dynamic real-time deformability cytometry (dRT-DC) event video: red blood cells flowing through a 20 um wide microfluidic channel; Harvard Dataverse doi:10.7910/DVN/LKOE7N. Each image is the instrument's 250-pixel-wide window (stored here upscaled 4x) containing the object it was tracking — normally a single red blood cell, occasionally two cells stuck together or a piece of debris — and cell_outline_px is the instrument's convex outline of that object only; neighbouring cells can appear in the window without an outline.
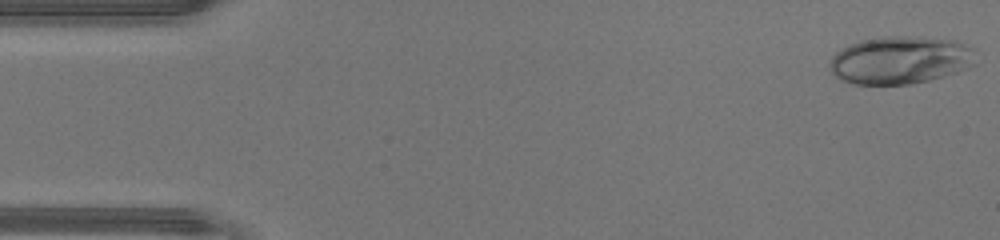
{"species": "human", "species_latin": "Homo sapiens", "temperature_condition": "warm", "stored_images_in_passage": 43, "camera_frame_rate_fps": 3000, "um_per_image_px": 0.085, "donor": {"sex": "male"}, "frame": {"image": 1, "passage_image": 1, "time_ms": 0.0, "image_size_px": [1000, 240], "cell_outline_px": [[976, 64], [968, 68], [944, 76], [912, 84], [856, 84], [844, 80], [836, 76], [832, 72], [832, 56], [836, 52], [852, 44], [864, 40], [884, 36], [904, 36], [956, 40], [968, 48]], "centroid_in_image_um": [76.52, 5.12], "position_along_channel_um": 8.5, "area_um2": 39.77}}
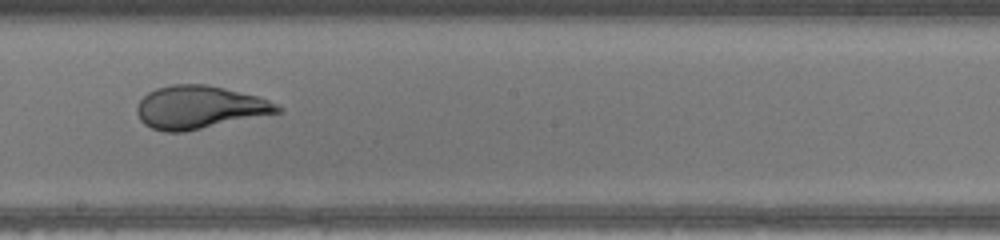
{"frame": {"image": 2, "passage_image": 24, "time_ms": 7.667, "image_size_px": [1000, 240], "cell_outline_px": [[284, 108], [280, 112], [184, 132], [164, 132], [152, 128], [144, 124], [140, 120], [136, 112], [136, 108], [140, 100], [148, 92], [156, 88], [172, 84], [208, 84], [256, 96], [268, 100]], "centroid_in_image_um": [16.91, 9.12], "position_along_channel_um": 231.3, "area_um2": 35.03}}
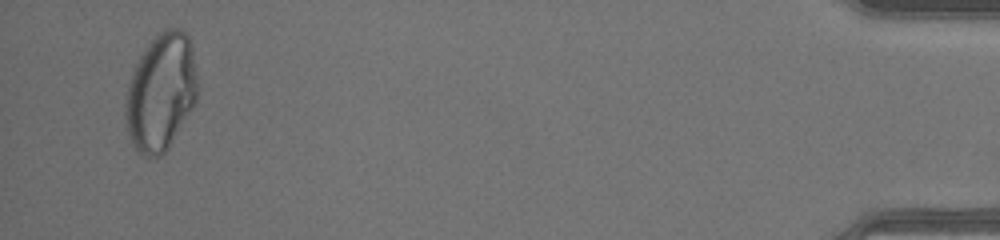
{"frame": {"image": 3, "passage_image": 42, "time_ms": 13.667, "image_size_px": [1000, 240], "cell_outline_px": [[200, 84], [196, 100], [192, 108], [168, 148], [160, 156], [144, 156], [132, 144], [124, 120], [124, 100], [128, 84], [132, 72], [144, 48], [164, 28], [180, 28], [188, 32], [192, 48]], "centroid_in_image_um": [13.69, 7.8], "position_along_channel_um": 421.5, "area_um2": 49.77}}